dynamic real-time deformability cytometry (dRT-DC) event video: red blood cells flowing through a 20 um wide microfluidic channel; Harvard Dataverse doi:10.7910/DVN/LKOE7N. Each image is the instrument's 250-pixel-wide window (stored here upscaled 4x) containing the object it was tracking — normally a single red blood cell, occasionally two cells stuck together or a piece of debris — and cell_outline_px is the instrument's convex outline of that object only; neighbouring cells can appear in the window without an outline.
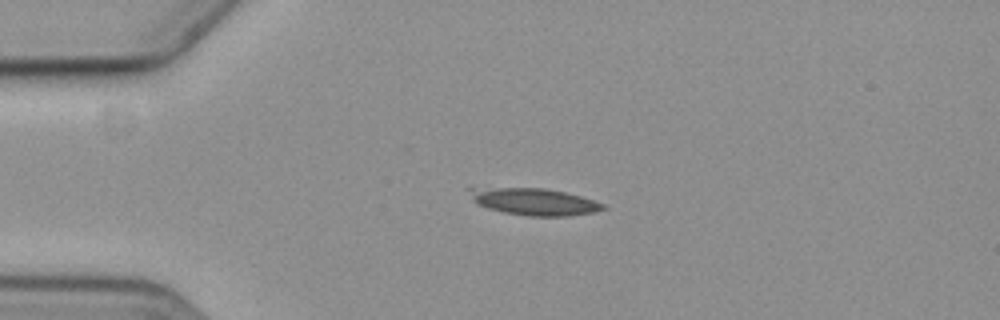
{"species": "common noctule bat (a hibernating species)", "species_latin": "Nyctalus noctula", "temperature_condition": "cold", "stored_images_in_passage": 3, "camera_frame_rate_fps": 3000, "um_per_image_px": 0.085, "animal": {"sex": "female", "body_mass_g": 19.3, "forearm_length_mm": 54.1}, "frame": {"image": 1, "passage_image": 3, "time_ms": 2.333, "image_size_px": [1000, 320], "cell_outline_px": [[608, 208], [592, 212], [568, 216], [528, 216], [504, 212], [488, 208], [476, 204], [472, 200], [468, 188], [544, 188], [564, 192], [580, 196], [604, 204]], "centroid_in_image_um": [45.39, 17.14], "position_along_channel_um": 39.6, "area_um2": 20.75}}